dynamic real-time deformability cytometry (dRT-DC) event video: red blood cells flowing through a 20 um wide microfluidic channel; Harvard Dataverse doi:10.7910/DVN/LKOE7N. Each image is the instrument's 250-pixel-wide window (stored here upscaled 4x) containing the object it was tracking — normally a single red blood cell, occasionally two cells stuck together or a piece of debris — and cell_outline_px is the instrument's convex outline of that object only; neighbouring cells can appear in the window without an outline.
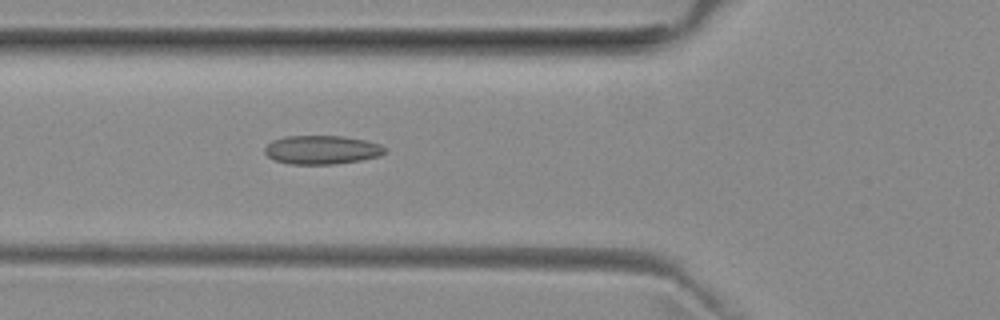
{"species": "common noctule bat (a hibernating species)", "species_latin": "Nyctalus noctula", "temperature_condition": "room temperature", "stored_images_in_passage": 52, "camera_frame_rate_fps": 3000, "um_per_image_px": 0.085, "animal": {"sex": "female", "body_mass_g": 29.2, "forearm_length_mm": 56.3}, "frame": {"image": 1, "passage_image": 19, "time_ms": 6.0, "image_size_px": [1000, 320], "cell_outline_px": [[388, 152], [380, 156], [360, 160], [332, 164], [288, 164], [276, 160], [268, 156], [264, 152], [264, 148], [272, 140], [284, 136], [344, 136], [364, 140], [380, 144], [388, 148]], "centroid_in_image_um": [27.38, 12.73], "position_along_channel_um": 98.4, "area_um2": 20.23}}
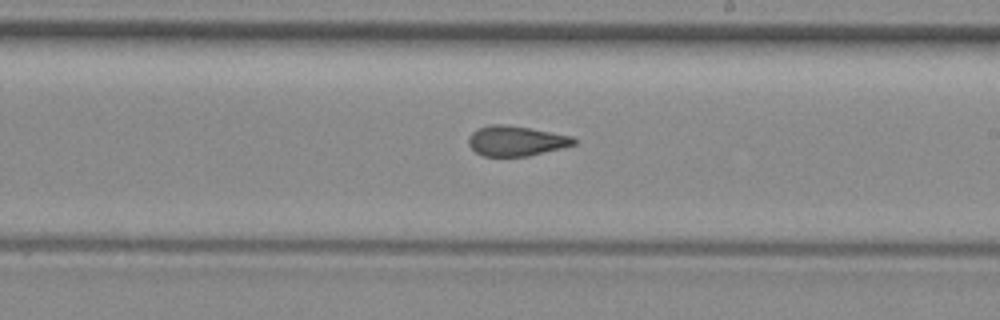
{"frame": {"image": 2, "passage_image": 30, "time_ms": 9.667, "image_size_px": [1000, 320], "cell_outline_px": [[576, 144], [528, 156], [484, 156], [476, 152], [468, 144], [468, 136], [476, 128], [488, 124], [504, 124], [528, 128], [572, 136], [576, 140]], "centroid_in_image_um": [43.81, 11.97], "position_along_channel_um": 245.2, "area_um2": 18.38}}
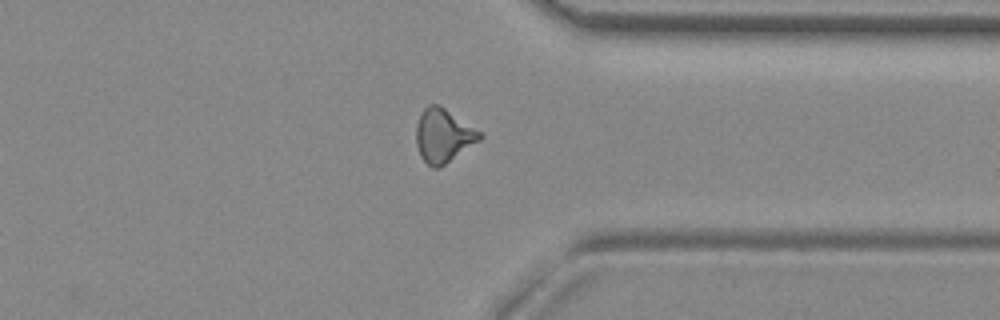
{"frame": {"image": 3, "passage_image": 40, "time_ms": 13.0, "image_size_px": [1000, 320], "cell_outline_px": [[484, 136], [480, 140], [440, 168], [432, 168], [420, 156], [416, 144], [416, 124], [424, 108], [428, 104], [440, 104], [484, 132]], "centroid_in_image_um": [37.71, 11.51], "position_along_channel_um": 373.7, "area_um2": 20.29}, "authors_computed_cell_mechanics": {"area_um2": 19.3052, "velocity_mm_per_s": 3.9906, "shape_relaxation_time_tau1_ms": null, "shape_relaxation_time_tau2_ms": 2.6064, "deformation_change_tau1": null, "deformation_change_tau2": 0.0923}}